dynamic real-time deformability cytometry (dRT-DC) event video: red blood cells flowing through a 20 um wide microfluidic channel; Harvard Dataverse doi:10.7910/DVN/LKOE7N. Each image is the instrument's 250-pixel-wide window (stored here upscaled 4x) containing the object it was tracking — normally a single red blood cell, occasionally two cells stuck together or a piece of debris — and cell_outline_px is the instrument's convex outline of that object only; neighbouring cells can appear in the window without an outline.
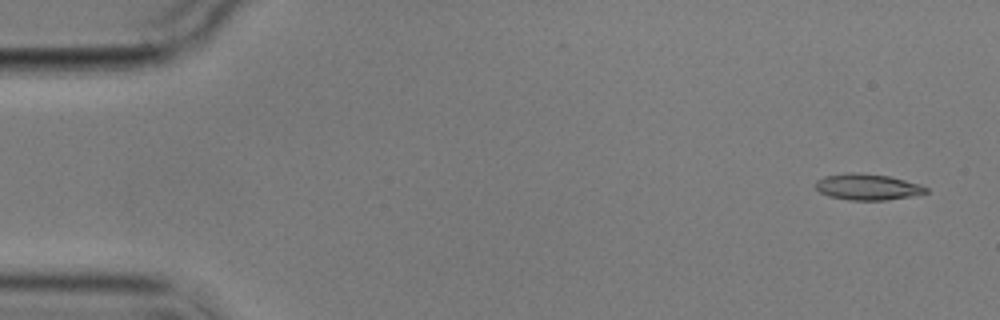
{"species": "common noctule bat (a hibernating species)", "species_latin": "Nyctalus noctula", "temperature_condition": "cold", "stored_images_in_passage": 6, "camera_frame_rate_fps": 3000, "um_per_image_px": 0.085, "animal": {"sex": "male", "body_mass_g": 17.9}, "frame": {"image": 1, "passage_image": 1, "time_ms": 0.0, "image_size_px": [1000, 320], "cell_outline_px": [[928, 192], [912, 196], [884, 200], [848, 200], [828, 196], [820, 192], [816, 188], [816, 180], [824, 176], [848, 172], [860, 172], [888, 176], [920, 184], [928, 188]], "centroid_in_image_um": [73.72, 15.88], "position_along_channel_um": 11.3, "area_um2": 16.88}}
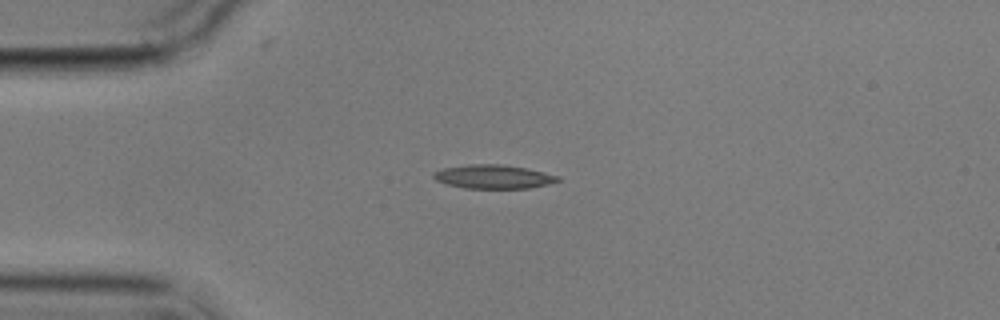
{"frame": {"image": 2, "passage_image": 4, "time_ms": 3.667, "image_size_px": [1000, 320], "cell_outline_px": [[560, 180], [548, 184], [528, 188], [464, 188], [444, 184], [436, 180], [432, 176], [432, 172], [444, 168], [468, 164], [500, 164], [528, 168], [560, 176]], "centroid_in_image_um": [41.91, 15.01], "position_along_channel_um": 43.1, "area_um2": 17.34}}
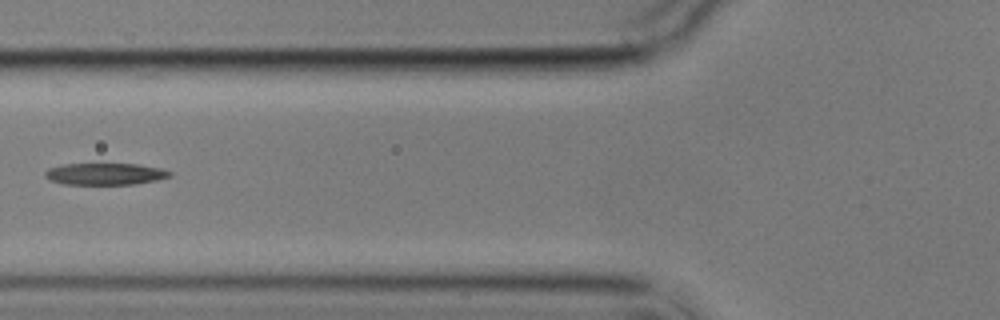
{"frame": {"image": 3, "passage_image": 6, "time_ms": 6.333, "image_size_px": [1000, 320], "cell_outline_px": [[172, 176], [156, 180], [132, 184], [64, 184], [48, 180], [44, 176], [44, 172], [48, 168], [60, 164], [136, 164], [160, 168], [172, 172]], "centroid_in_image_um": [8.88, 14.78], "position_along_channel_um": 116.9, "area_um2": 15.84}}